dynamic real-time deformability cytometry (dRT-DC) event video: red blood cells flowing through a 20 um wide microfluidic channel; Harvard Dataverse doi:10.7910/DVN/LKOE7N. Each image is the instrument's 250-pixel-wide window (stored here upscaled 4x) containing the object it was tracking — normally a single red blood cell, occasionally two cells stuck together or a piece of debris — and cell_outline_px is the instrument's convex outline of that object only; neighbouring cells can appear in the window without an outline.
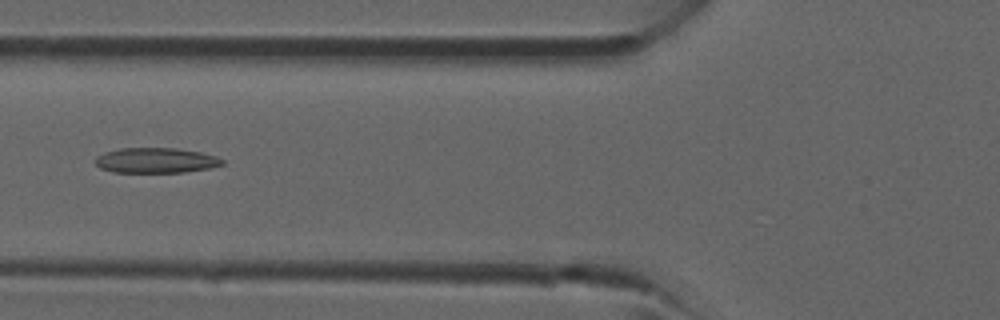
{"species": "common noctule bat (a hibernating species)", "species_latin": "Nyctalus noctula", "temperature_condition": "room temperature", "stored_images_in_passage": 12, "camera_frame_rate_fps": 3000, "um_per_image_px": 0.085, "animal": {"sex": "male", "forearm_length_mm": 52.5}, "frame": {"image": 1, "passage_image": 5, "time_ms": 1.333, "image_size_px": [1000, 320], "cell_outline_px": [[224, 164], [212, 168], [184, 172], [112, 172], [100, 168], [92, 160], [96, 156], [104, 152], [120, 148], [176, 148], [200, 152], [216, 156], [224, 160]], "centroid_in_image_um": [13.23, 13.63], "position_along_channel_um": 112.6, "area_um2": 18.84}}
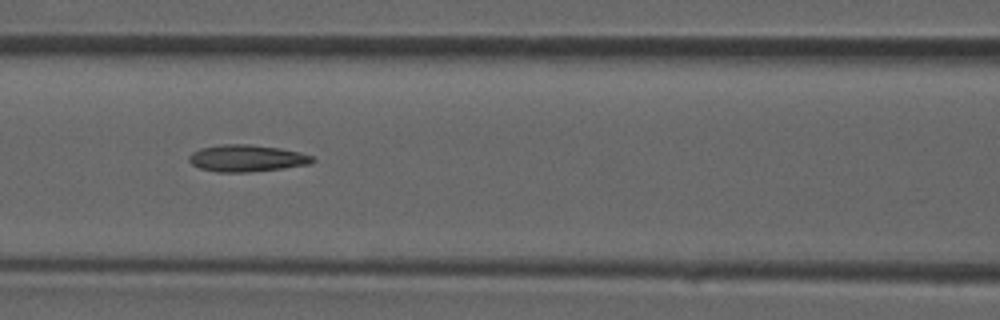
{"frame": {"image": 2, "passage_image": 7, "time_ms": 2.0, "image_size_px": [1000, 320], "cell_outline_px": [[316, 160], [312, 164], [284, 168], [248, 172], [216, 172], [200, 168], [192, 164], [188, 160], [188, 156], [192, 152], [200, 148], [220, 144], [248, 144], [280, 148], [300, 152], [312, 156]], "centroid_in_image_um": [20.98, 13.45], "position_along_channel_um": 145.6, "area_um2": 19.48}}
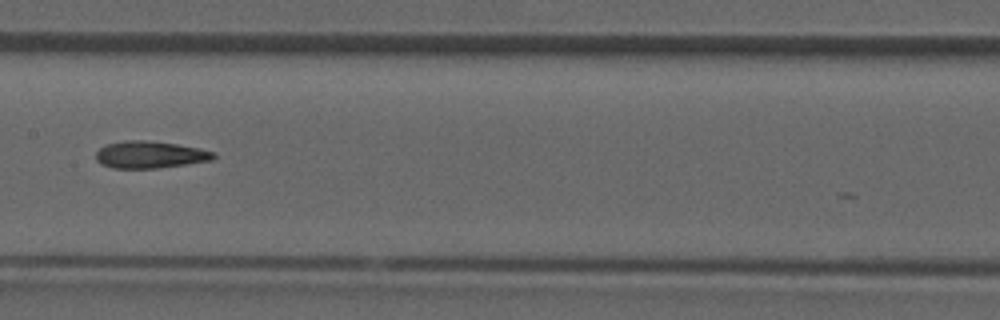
{"frame": {"image": 3, "passage_image": 10, "time_ms": 3.0, "image_size_px": [1000, 320], "cell_outline_px": [[216, 156], [212, 160], [156, 168], [112, 168], [96, 160], [96, 152], [104, 144], [124, 140], [144, 140], [176, 144], [216, 152]], "centroid_in_image_um": [12.72, 13.14], "position_along_channel_um": 194.7, "area_um2": 18.38}}